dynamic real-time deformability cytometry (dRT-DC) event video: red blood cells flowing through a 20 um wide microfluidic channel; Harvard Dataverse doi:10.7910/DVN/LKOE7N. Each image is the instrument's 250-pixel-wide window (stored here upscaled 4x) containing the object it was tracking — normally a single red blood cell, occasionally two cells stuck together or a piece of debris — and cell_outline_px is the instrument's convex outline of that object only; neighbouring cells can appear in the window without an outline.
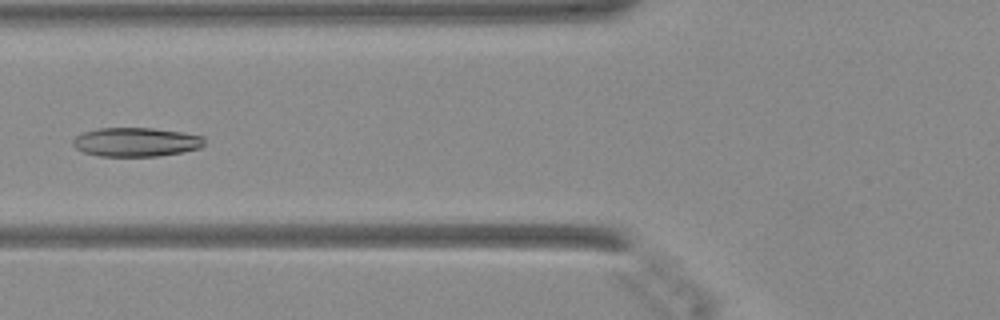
{"species": "Egyptian fruit bat (a non-hibernating species)", "species_latin": "Rousettus aegyptiacus", "temperature_condition": "warm", "stored_images_in_passage": 20, "camera_frame_rate_fps": 3000, "um_per_image_px": 0.085, "animal": {"sex": "female"}, "frame": {"image": 1, "passage_image": 6, "time_ms": 1.667, "image_size_px": [1000, 320], "cell_outline_px": [[204, 144], [200, 148], [180, 152], [156, 156], [100, 156], [84, 152], [76, 148], [72, 144], [72, 140], [76, 136], [84, 132], [96, 128], [152, 128], [184, 132], [204, 136]], "centroid_in_image_um": [11.56, 12.06], "position_along_channel_um": 114.2, "area_um2": 22.2}}